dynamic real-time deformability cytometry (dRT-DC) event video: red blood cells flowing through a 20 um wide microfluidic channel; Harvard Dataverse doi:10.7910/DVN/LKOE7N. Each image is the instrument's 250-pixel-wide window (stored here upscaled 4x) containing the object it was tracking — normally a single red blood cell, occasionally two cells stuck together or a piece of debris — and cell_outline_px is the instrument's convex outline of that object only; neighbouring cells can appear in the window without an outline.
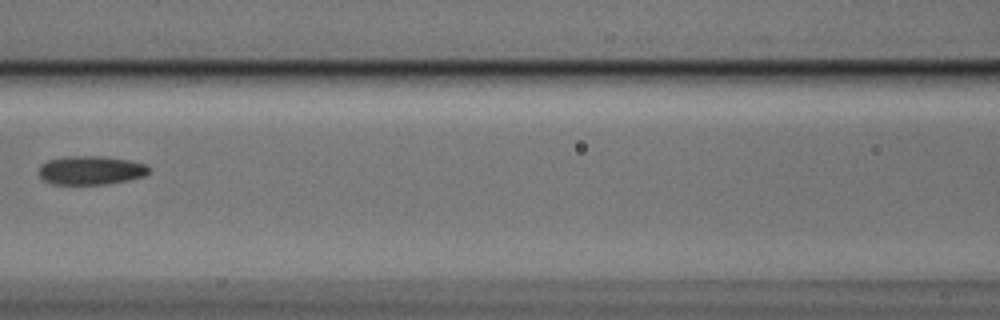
{"species": "Egyptian fruit bat (a non-hibernating species)", "species_latin": "Rousettus aegyptiacus", "temperature_condition": "cold", "stored_images_in_passage": 6, "camera_frame_rate_fps": 3000, "um_per_image_px": 0.085, "animal": {"sex": "male"}, "frame": {"image": 1, "passage_image": 6, "time_ms": 1.667, "image_size_px": [1000, 320], "cell_outline_px": [[152, 168], [144, 176], [128, 180], [108, 184], [52, 184], [44, 180], [40, 176], [40, 164], [48, 160], [68, 156], [104, 156], [128, 160], [144, 164]], "centroid_in_image_um": [7.73, 14.47], "position_along_channel_um": 158.9, "area_um2": 18.44}}